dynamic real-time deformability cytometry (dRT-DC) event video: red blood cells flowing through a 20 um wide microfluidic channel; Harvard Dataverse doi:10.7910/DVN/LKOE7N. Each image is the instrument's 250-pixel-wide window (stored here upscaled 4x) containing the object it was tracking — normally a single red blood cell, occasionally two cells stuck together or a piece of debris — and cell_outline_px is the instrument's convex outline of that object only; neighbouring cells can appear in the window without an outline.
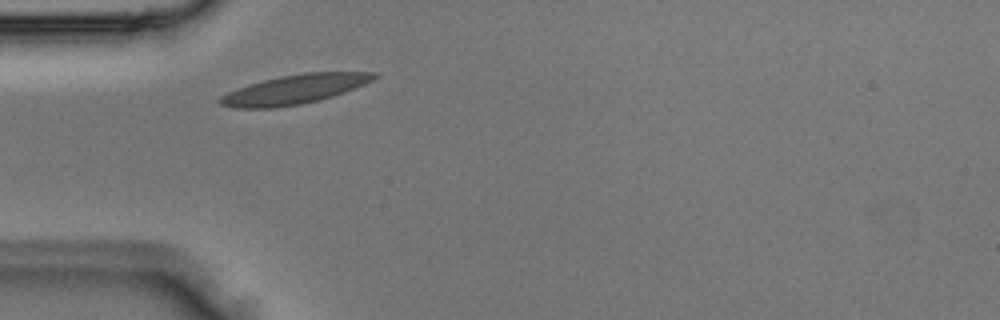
{"species": "Egyptian fruit bat (a non-hibernating species)", "species_latin": "Rousettus aegyptiacus", "temperature_condition": "room temperature", "stored_images_in_passage": 2, "camera_frame_rate_fps": 3000, "um_per_image_px": 0.085, "animal": {"sex": "male"}, "frame": {"image": 1, "passage_image": 2, "time_ms": 0.333, "image_size_px": [1000, 320], "cell_outline_px": [[380, 76], [364, 84], [344, 92], [332, 96], [300, 104], [272, 108], [232, 108], [220, 104], [216, 100], [220, 96], [228, 92], [264, 80], [280, 76], [304, 72], [380, 72]], "centroid_in_image_um": [25.05, 7.59], "position_along_channel_um": 60.0, "area_um2": 26.01}}